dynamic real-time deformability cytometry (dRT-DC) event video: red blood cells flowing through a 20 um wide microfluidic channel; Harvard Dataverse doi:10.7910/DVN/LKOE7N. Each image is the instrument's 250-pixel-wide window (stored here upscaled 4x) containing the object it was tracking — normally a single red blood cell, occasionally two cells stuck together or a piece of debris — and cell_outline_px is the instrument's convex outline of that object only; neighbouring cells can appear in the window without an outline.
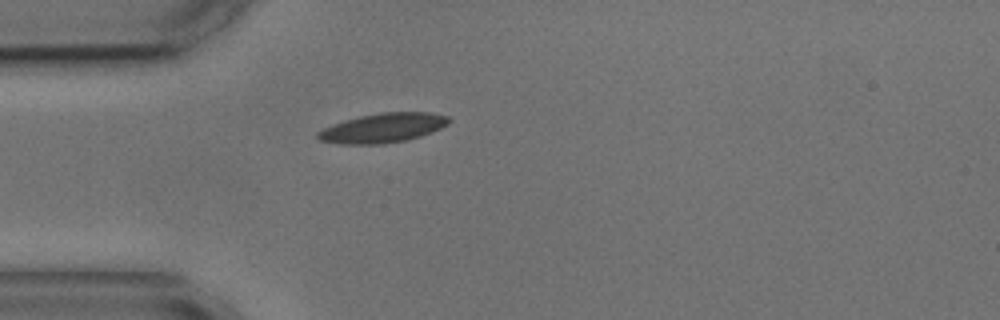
{"species": "common noctule bat (a hibernating species)", "species_latin": "Nyctalus noctula", "temperature_condition": "cold", "stored_images_in_passage": 1, "camera_frame_rate_fps": 3000, "um_per_image_px": 0.085, "animal": {"sex": "male", "body_mass_g": 17.9, "forearm_length_mm": 54.2}, "frame": {"image": 1, "passage_image": 1, "time_ms": 0.0, "image_size_px": [1000, 320], "cell_outline_px": [[452, 120], [448, 124], [432, 132], [408, 140], [384, 144], [340, 144], [320, 140], [316, 136], [316, 132], [332, 124], [344, 120], [360, 116], [380, 112], [428, 112], [448, 116]], "centroid_in_image_um": [32.55, 10.87], "position_along_channel_um": 52.5, "area_um2": 22.6}}